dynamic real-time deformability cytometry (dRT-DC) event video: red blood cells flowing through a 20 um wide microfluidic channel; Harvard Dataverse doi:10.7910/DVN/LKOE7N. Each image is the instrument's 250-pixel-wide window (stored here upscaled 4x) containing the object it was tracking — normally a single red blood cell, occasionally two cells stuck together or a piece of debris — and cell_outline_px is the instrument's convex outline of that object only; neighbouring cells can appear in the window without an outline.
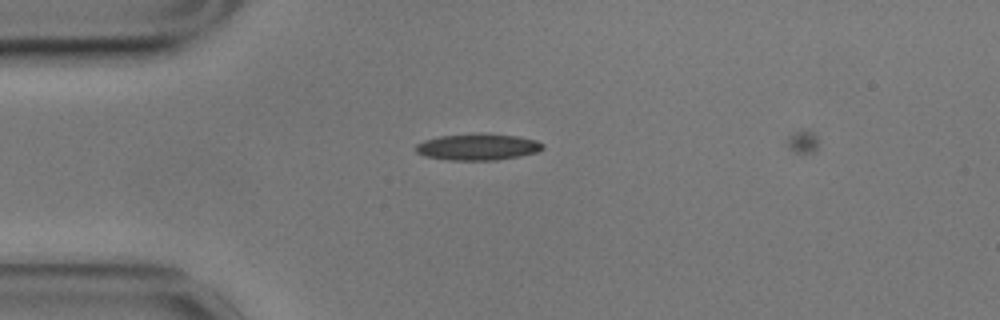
{"species": "common noctule bat (a hibernating species)", "species_latin": "Nyctalus noctula", "temperature_condition": "cold", "stored_images_in_passage": 51, "camera_frame_rate_fps": 3000, "um_per_image_px": 0.085, "animal": {"sex": "male", "body_mass_g": 17.9}, "frame": {"image": 1, "passage_image": 8, "time_ms": 2.333, "image_size_px": [1000, 320], "cell_outline_px": [[544, 148], [536, 152], [520, 156], [496, 160], [452, 160], [424, 156], [416, 152], [416, 144], [424, 140], [440, 136], [476, 132], [484, 132], [516, 136], [536, 140], [544, 144]], "centroid_in_image_um": [40.61, 12.47], "position_along_channel_um": 44.4, "area_um2": 19.83}}
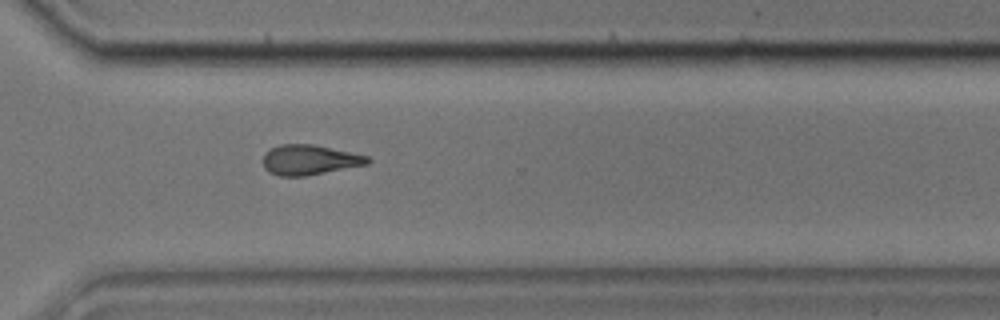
{"frame": {"image": 2, "passage_image": 35, "time_ms": 11.333, "image_size_px": [1000, 320], "cell_outline_px": [[372, 160], [368, 164], [304, 176], [280, 176], [268, 172], [264, 168], [264, 152], [280, 144], [312, 144], [368, 156]], "centroid_in_image_um": [26.29, 13.59], "position_along_channel_um": 344.3, "area_um2": 18.15}}
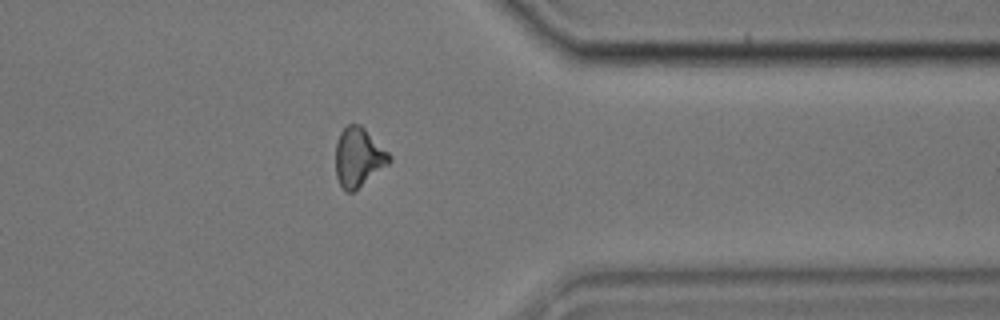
{"frame": {"image": 3, "passage_image": 39, "time_ms": 12.667, "image_size_px": [1000, 320], "cell_outline_px": [[392, 160], [388, 164], [352, 192], [344, 192], [336, 176], [336, 140], [340, 132], [348, 124], [360, 124], [392, 156]], "centroid_in_image_um": [30.45, 13.35], "position_along_channel_um": 380.9, "area_um2": 18.26}}